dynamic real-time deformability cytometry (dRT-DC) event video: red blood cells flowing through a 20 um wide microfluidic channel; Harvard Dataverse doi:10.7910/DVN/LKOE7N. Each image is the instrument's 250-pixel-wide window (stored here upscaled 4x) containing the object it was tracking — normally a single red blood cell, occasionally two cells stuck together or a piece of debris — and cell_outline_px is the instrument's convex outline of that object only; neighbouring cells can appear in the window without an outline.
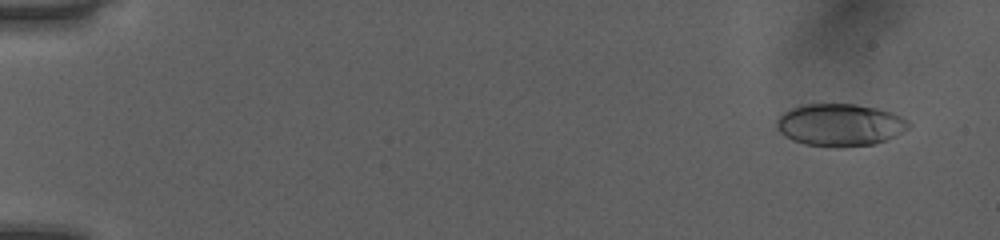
{"species": "human", "species_latin": "Homo sapiens", "temperature_condition": "room temperature", "stored_images_in_passage": 52, "camera_frame_rate_fps": 3000, "um_per_image_px": 0.085, "donor": {"sex": "female"}, "frame": {"image": 1, "passage_image": 4, "time_ms": 1.0, "image_size_px": [1000, 240], "cell_outline_px": [[912, 124], [908, 128], [896, 136], [888, 140], [872, 144], [804, 144], [792, 140], [784, 136], [780, 132], [776, 124], [776, 120], [784, 112], [792, 108], [804, 104], [856, 104], [876, 108], [892, 112], [908, 120]], "centroid_in_image_um": [71.42, 10.57], "position_along_channel_um": 13.6, "area_um2": 31.79}}
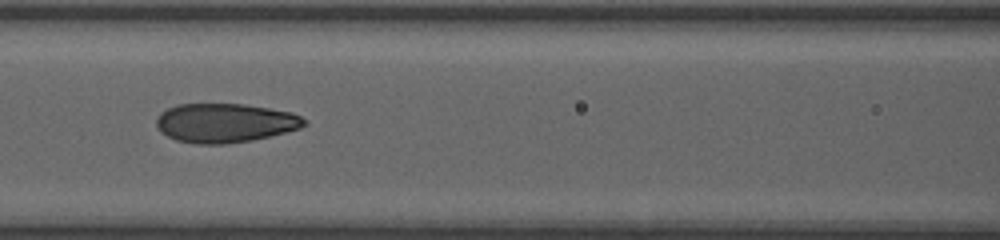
{"frame": {"image": 2, "passage_image": 25, "time_ms": 8.0, "image_size_px": [1000, 240], "cell_outline_px": [[308, 124], [300, 128], [252, 140], [224, 144], [196, 144], [176, 140], [160, 132], [156, 124], [156, 120], [160, 112], [176, 104], [244, 104], [292, 112], [308, 120]], "centroid_in_image_um": [19.12, 10.44], "position_along_channel_um": 147.5, "area_um2": 33.76}}
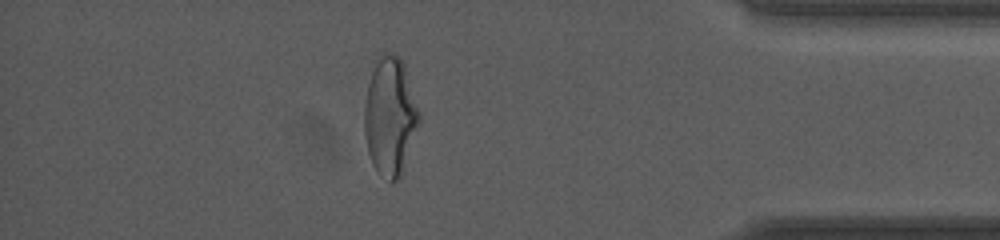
{"frame": {"image": 3, "passage_image": 46, "time_ms": 15.0, "image_size_px": [1000, 240], "cell_outline_px": [[420, 124], [400, 180], [392, 184], [372, 164], [368, 152], [364, 136], [364, 104], [372, 60], [380, 52], [392, 52], [400, 56], [404, 64], [420, 112]], "centroid_in_image_um": [33.15, 9.83], "position_along_channel_um": 402.0, "area_um2": 38.84}, "authors_computed_cell_mechanics": {"area_um2": 33.5818, "velocity_mm_per_s": 4.0827, "shape_relaxation_time_tau1_ms": 6.2149, "shape_relaxation_time_tau2_ms": 1.0195, "deformation_change_tau1": 0.1998, "deformation_change_tau2": 0.0724}}